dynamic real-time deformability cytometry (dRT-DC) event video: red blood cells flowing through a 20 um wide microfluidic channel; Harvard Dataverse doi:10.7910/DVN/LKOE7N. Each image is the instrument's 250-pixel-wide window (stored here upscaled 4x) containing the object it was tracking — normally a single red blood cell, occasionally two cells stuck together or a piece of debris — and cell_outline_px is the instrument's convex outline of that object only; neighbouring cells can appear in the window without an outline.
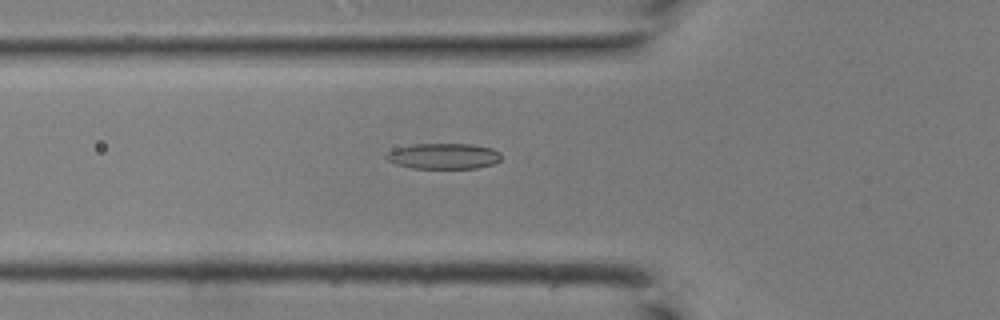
{"species": "common noctule bat (a hibernating species)", "species_latin": "Nyctalus noctula", "temperature_condition": "room temperature", "stored_images_in_passage": 35, "camera_frame_rate_fps": 3000, "um_per_image_px": 0.085, "animal": {"sex": "male", "body_mass_g": 19.0, "forearm_length_mm": 50.8}, "frame": {"image": 1, "passage_image": 8, "time_ms": 2.333, "image_size_px": [1000, 320], "cell_outline_px": [[500, 160], [492, 164], [476, 168], [412, 168], [396, 164], [388, 160], [384, 156], [388, 152], [396, 148], [412, 144], [472, 144], [492, 148], [500, 152]], "centroid_in_image_um": [37.7, 13.26], "position_along_channel_um": 88.1, "area_um2": 17.17}}
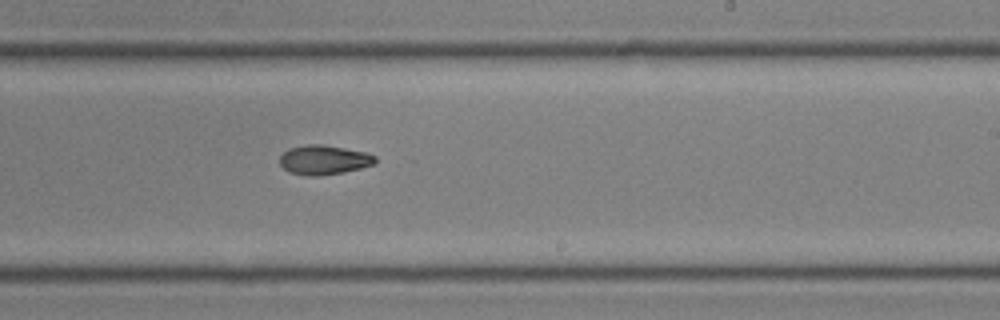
{"frame": {"image": 2, "passage_image": 19, "time_ms": 6.0, "image_size_px": [1000, 320], "cell_outline_px": [[376, 164], [344, 172], [320, 176], [308, 176], [288, 172], [280, 164], [280, 156], [288, 148], [308, 144], [324, 144], [364, 152], [376, 156]], "centroid_in_image_um": [27.52, 13.59], "position_along_channel_um": 261.5, "area_um2": 16.47}}
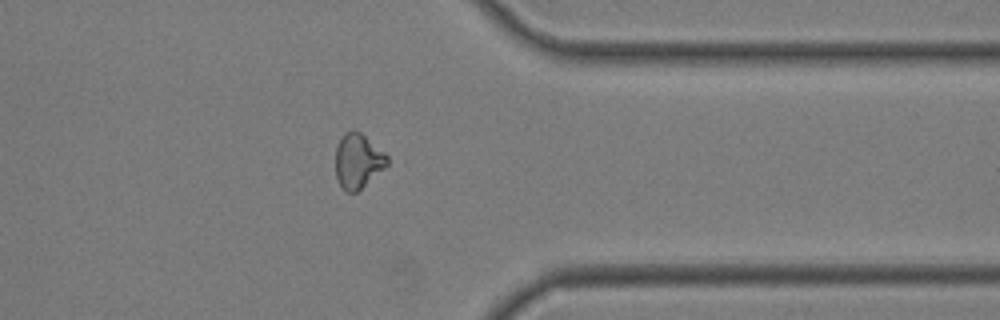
{"frame": {"image": 3, "passage_image": 27, "time_ms": 8.667, "image_size_px": [1000, 320], "cell_outline_px": [[388, 164], [384, 168], [356, 192], [344, 192], [336, 180], [336, 148], [344, 132], [360, 132], [384, 152], [388, 156]], "centroid_in_image_um": [30.4, 13.71], "position_along_channel_um": 381.0, "area_um2": 16.18}}